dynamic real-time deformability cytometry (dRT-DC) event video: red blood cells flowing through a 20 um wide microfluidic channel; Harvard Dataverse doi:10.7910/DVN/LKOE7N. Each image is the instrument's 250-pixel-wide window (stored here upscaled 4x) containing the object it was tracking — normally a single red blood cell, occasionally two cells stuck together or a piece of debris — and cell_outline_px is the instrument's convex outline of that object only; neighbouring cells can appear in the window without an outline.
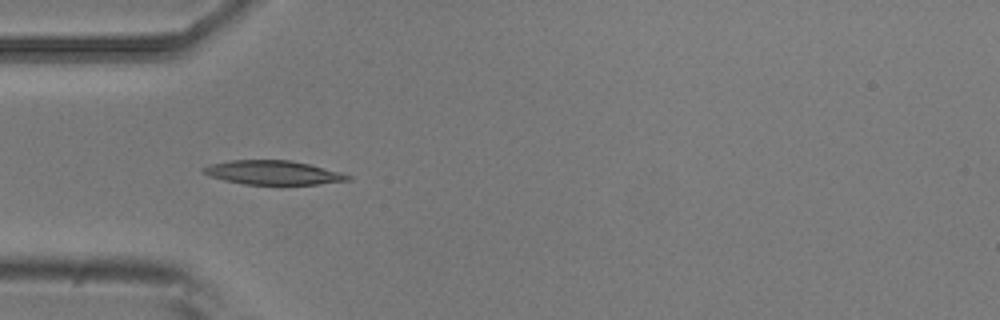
{"species": "common noctule bat (a hibernating species)", "species_latin": "Nyctalus noctula", "temperature_condition": "room temperature", "stored_images_in_passage": 5, "camera_frame_rate_fps": 3000, "um_per_image_px": 0.085, "animal": {"sex": "male", "body_mass_g": 20.5, "forearm_length_mm": 52.5}, "frame": {"image": 1, "passage_image": 4, "time_ms": 1.0, "image_size_px": [1000, 320], "cell_outline_px": [[352, 180], [280, 188], [244, 184], [224, 180], [208, 176], [200, 172], [200, 168], [212, 164], [228, 160], [292, 160], [340, 172], [352, 176]], "centroid_in_image_um": [23.19, 14.72], "position_along_channel_um": 61.8, "area_um2": 21.27}}
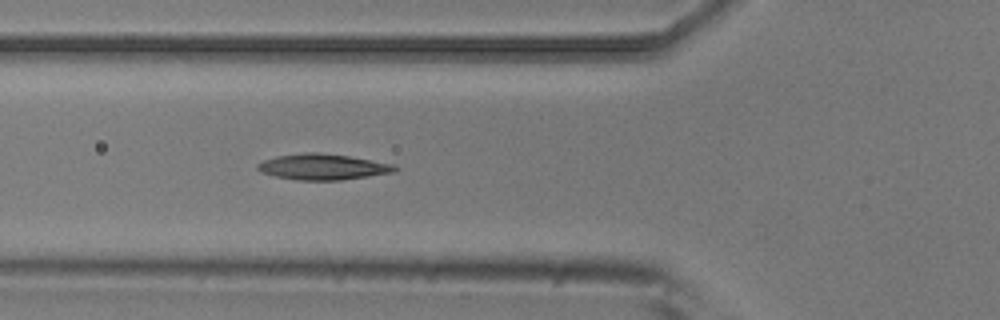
{"frame": {"image": 2, "passage_image": 5, "time_ms": 1.333, "image_size_px": [1000, 320], "cell_outline_px": [[396, 172], [340, 180], [296, 180], [276, 176], [260, 172], [256, 168], [256, 164], [264, 160], [276, 156], [304, 152], [316, 152], [348, 156], [392, 164], [396, 168]], "centroid_in_image_um": [27.38, 14.18], "position_along_channel_um": 98.4, "area_um2": 20.52}}